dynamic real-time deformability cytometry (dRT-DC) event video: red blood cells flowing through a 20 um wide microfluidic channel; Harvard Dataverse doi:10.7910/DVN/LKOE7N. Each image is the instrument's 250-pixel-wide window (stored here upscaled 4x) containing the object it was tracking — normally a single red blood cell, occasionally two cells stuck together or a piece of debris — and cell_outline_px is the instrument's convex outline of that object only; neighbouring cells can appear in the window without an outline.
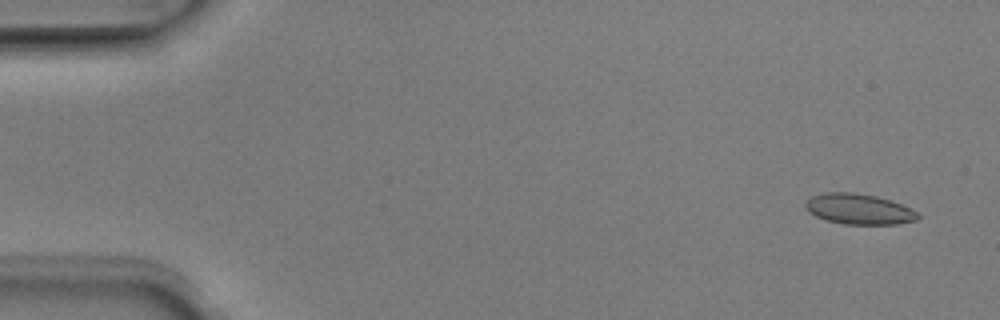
{"species": "Egyptian fruit bat (a non-hibernating species)", "species_latin": "Rousettus aegyptiacus", "temperature_condition": "room temperature", "stored_images_in_passage": 50, "camera_frame_rate_fps": 3000, "um_per_image_px": 0.085, "animal": {"sex": "male"}, "frame": {"image": 1, "passage_image": 3, "time_ms": 0.667, "image_size_px": [1000, 320], "cell_outline_px": [[920, 216], [916, 220], [896, 224], [844, 224], [824, 220], [808, 212], [804, 208], [804, 204], [812, 196], [824, 192], [852, 192], [876, 196], [900, 204], [916, 212]], "centroid_in_image_um": [72.94, 17.77], "position_along_channel_um": 12.1, "area_um2": 19.88}}
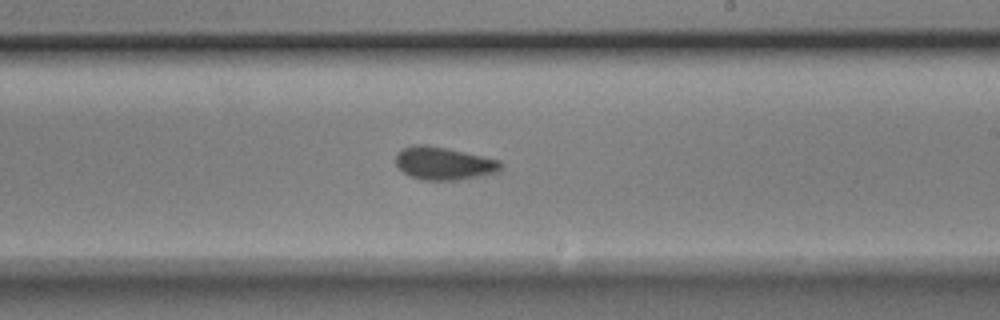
{"frame": {"image": 2, "passage_image": 30, "time_ms": 9.667, "image_size_px": [1000, 320], "cell_outline_px": [[504, 164], [496, 172], [460, 180], [424, 180], [412, 176], [404, 172], [396, 164], [396, 156], [404, 148], [416, 144], [424, 144], [464, 152], [500, 160]], "centroid_in_image_um": [37.74, 13.89], "position_along_channel_um": 251.3, "area_um2": 19.71}}
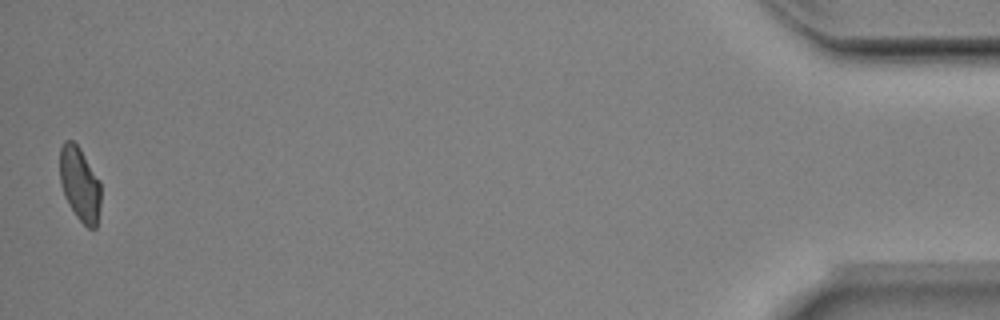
{"frame": {"image": 3, "passage_image": 50, "time_ms": 16.333, "image_size_px": [1000, 320], "cell_outline_px": [[100, 204], [96, 228], [88, 228], [76, 216], [68, 204], [64, 196], [60, 184], [60, 148], [64, 140], [72, 140], [80, 148], [100, 180]], "centroid_in_image_um": [6.77, 15.63], "position_along_channel_um": 428.4, "area_um2": 17.8}, "authors_computed_cell_mechanics": {"area_um2": 19.6809, "velocity_mm_per_s": 4.0312, "shape_relaxation_time_tau1_ms": 3.209, "shape_relaxation_time_tau2_ms": 1.4198, "deformation_change_tau1": 0.0955, "deformation_change_tau2": 0.0754}}